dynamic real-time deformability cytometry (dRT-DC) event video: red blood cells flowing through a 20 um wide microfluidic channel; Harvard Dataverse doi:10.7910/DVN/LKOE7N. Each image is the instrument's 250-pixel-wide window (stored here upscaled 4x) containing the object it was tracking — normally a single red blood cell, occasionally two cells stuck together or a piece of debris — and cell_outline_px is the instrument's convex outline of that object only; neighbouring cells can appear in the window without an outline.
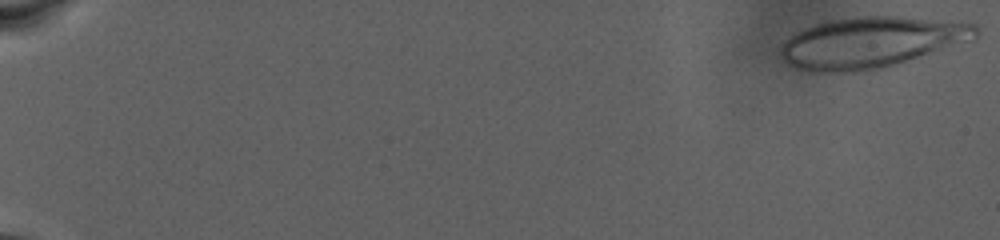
{"species": "human", "species_latin": "Homo sapiens", "temperature_condition": "warm", "stored_images_in_passage": 81, "camera_frame_rate_fps": 3000, "um_per_image_px": 0.085, "donor": {"sex": "male"}, "frame": {"image": 1, "passage_image": 1, "time_ms": 0.0, "image_size_px": [1000, 240], "cell_outline_px": [[980, 32], [972, 40], [880, 68], [856, 72], [808, 72], [796, 68], [788, 64], [784, 60], [780, 52], [780, 48], [796, 32], [816, 24], [832, 20], [856, 16], [900, 16], [976, 24], [980, 28]], "centroid_in_image_um": [74.03, 3.6], "position_along_channel_um": 11.0, "area_um2": 57.22}}
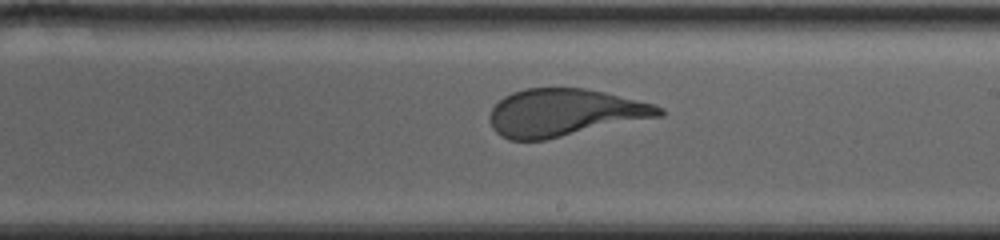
{"frame": {"image": 2, "passage_image": 57, "time_ms": 18.667, "image_size_px": [1000, 240], "cell_outline_px": [[664, 116], [544, 140], [508, 140], [500, 136], [492, 128], [488, 116], [492, 108], [504, 96], [512, 92], [524, 88], [584, 88], [604, 92], [656, 104], [664, 108]], "centroid_in_image_um": [47.99, 9.58], "position_along_channel_um": 241.0, "area_um2": 47.11}}
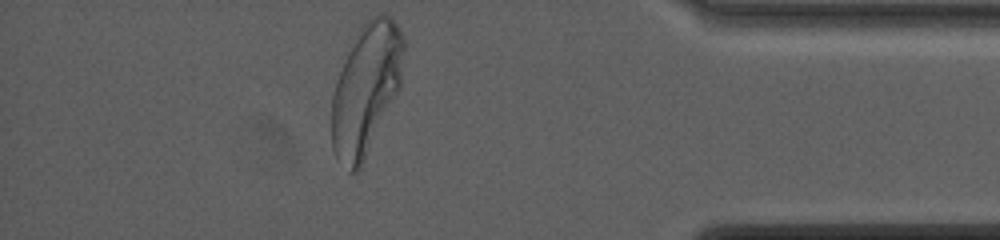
{"frame": {"image": 3, "passage_image": 81, "time_ms": 26.667, "image_size_px": [1000, 240], "cell_outline_px": [[404, 48], [400, 88], [360, 168], [356, 172], [348, 172], [336, 156], [332, 148], [332, 96], [336, 80], [348, 44], [360, 28], [376, 12], [384, 12], [392, 16], [404, 36]], "centroid_in_image_um": [31.11, 7.5], "position_along_channel_um": 404.1, "area_um2": 55.31}}